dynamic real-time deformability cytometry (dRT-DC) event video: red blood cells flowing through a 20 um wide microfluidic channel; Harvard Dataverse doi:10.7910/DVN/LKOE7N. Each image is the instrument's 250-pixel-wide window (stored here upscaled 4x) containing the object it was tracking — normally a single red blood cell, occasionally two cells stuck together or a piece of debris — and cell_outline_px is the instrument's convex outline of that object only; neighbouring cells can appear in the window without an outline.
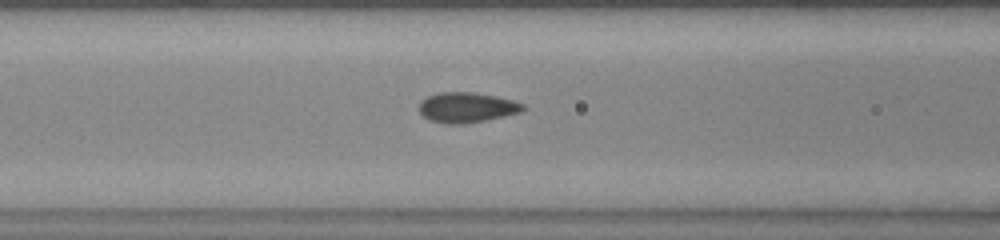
{"species": "common noctule bat (a hibernating species)", "species_latin": "Nyctalus noctula", "temperature_condition": "warm", "stored_images_in_passage": 40, "camera_frame_rate_fps": 3000, "um_per_image_px": 0.085, "animal": {"sex": "female", "body_mass_g": 23.0, "forearm_length_mm": 53.4}, "frame": {"image": 1, "passage_image": 15, "time_ms": 4.667, "image_size_px": [1000, 240], "cell_outline_px": [[524, 108], [520, 112], [484, 120], [460, 124], [452, 124], [432, 120], [424, 116], [420, 112], [420, 100], [428, 96], [440, 92], [472, 92], [512, 100], [524, 104]], "centroid_in_image_um": [39.65, 9.12], "position_along_channel_um": 126.9, "area_um2": 17.74}}
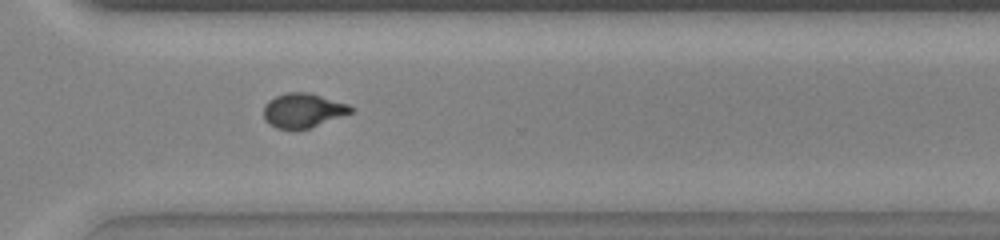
{"frame": {"image": 2, "passage_image": 32, "time_ms": 10.333, "image_size_px": [1000, 240], "cell_outline_px": [[352, 112], [308, 128], [276, 128], [264, 116], [264, 104], [268, 100], [276, 96], [288, 92], [308, 92], [348, 104], [352, 108]], "centroid_in_image_um": [25.74, 9.36], "position_along_channel_um": 344.9, "area_um2": 16.88}}
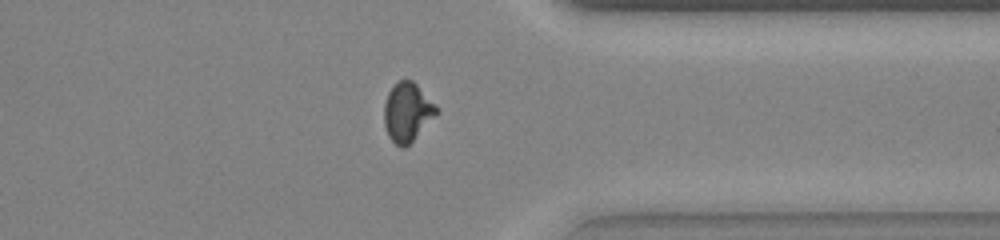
{"frame": {"image": 3, "passage_image": 35, "time_ms": 11.333, "image_size_px": [1000, 240], "cell_outline_px": [[440, 112], [404, 148], [400, 148], [388, 136], [384, 124], [384, 104], [388, 92], [396, 80], [412, 80], [416, 84]], "centroid_in_image_um": [34.59, 9.53], "position_along_channel_um": 376.8, "area_um2": 17.74}}